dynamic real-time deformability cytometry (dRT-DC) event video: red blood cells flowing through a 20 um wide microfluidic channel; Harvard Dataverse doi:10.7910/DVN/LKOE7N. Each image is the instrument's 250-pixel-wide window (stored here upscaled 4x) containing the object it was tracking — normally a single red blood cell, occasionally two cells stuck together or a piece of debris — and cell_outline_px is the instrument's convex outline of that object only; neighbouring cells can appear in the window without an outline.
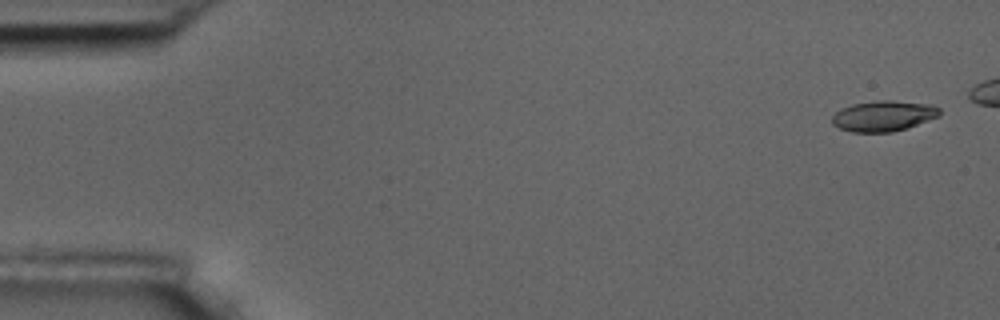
{"species": "common noctule bat (a hibernating species)", "species_latin": "Nyctalus noctula", "temperature_condition": "room temperature", "stored_images_in_passage": 6, "camera_frame_rate_fps": 3000, "um_per_image_px": 0.085, "animal": {"sex": "male", "body_mass_g": 17.5, "forearm_length_mm": 52.3}, "frame": {"image": 1, "passage_image": 1, "time_ms": 0.0, "image_size_px": [1000, 320], "cell_outline_px": [[940, 116], [908, 128], [892, 132], [852, 132], [840, 128], [832, 124], [832, 116], [840, 108], [852, 104], [876, 100], [892, 100], [932, 104], [940, 108]], "centroid_in_image_um": [75.11, 9.85], "position_along_channel_um": 9.9, "area_um2": 19.42}}
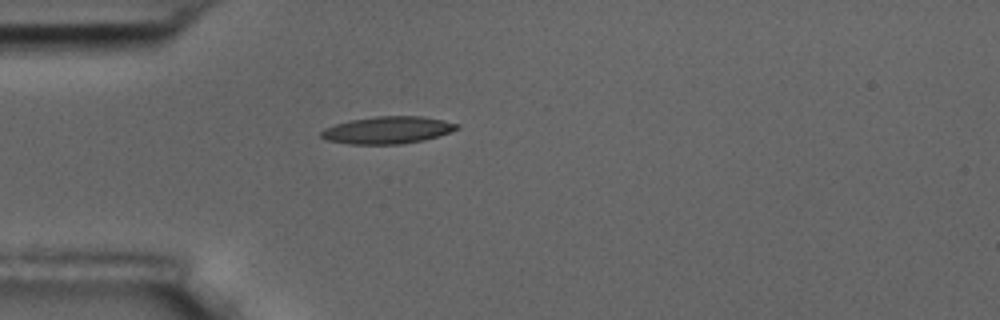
{"frame": {"image": 2, "passage_image": 6, "time_ms": 6.667, "image_size_px": [1000, 320], "cell_outline_px": [[460, 128], [424, 140], [400, 144], [348, 144], [328, 140], [320, 136], [320, 132], [324, 128], [348, 120], [376, 116], [420, 116], [444, 120], [460, 124]], "centroid_in_image_um": [32.93, 11.05], "position_along_channel_um": 52.1, "area_um2": 21.5}}